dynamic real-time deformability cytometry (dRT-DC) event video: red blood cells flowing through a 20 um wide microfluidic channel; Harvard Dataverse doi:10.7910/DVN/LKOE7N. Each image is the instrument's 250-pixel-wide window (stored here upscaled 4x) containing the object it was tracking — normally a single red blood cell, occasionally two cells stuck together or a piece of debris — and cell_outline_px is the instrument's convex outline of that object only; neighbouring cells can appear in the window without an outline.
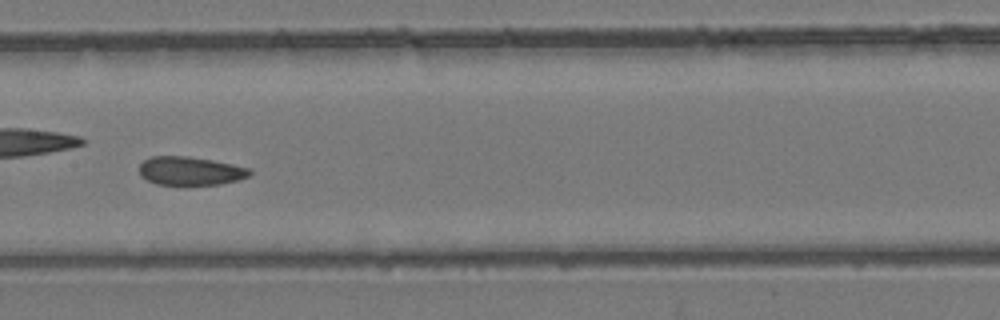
{"species": "common noctule bat (a hibernating species)", "species_latin": "Nyctalus noctula", "temperature_condition": "room temperature", "stored_images_in_passage": 39, "camera_frame_rate_fps": 3000, "um_per_image_px": 0.085, "animal": {"sex": "female", "body_mass_g": 24.6, "forearm_length_mm": 56.2}, "frame": {"image": 1, "passage_image": 22, "time_ms": 7.0, "image_size_px": [1000, 320], "cell_outline_px": [[252, 172], [248, 176], [236, 180], [220, 184], [180, 188], [156, 184], [140, 176], [140, 164], [144, 160], [152, 156], [188, 156], [212, 160], [252, 168]], "centroid_in_image_um": [16.16, 14.57], "position_along_channel_um": 191.2, "area_um2": 19.13}}